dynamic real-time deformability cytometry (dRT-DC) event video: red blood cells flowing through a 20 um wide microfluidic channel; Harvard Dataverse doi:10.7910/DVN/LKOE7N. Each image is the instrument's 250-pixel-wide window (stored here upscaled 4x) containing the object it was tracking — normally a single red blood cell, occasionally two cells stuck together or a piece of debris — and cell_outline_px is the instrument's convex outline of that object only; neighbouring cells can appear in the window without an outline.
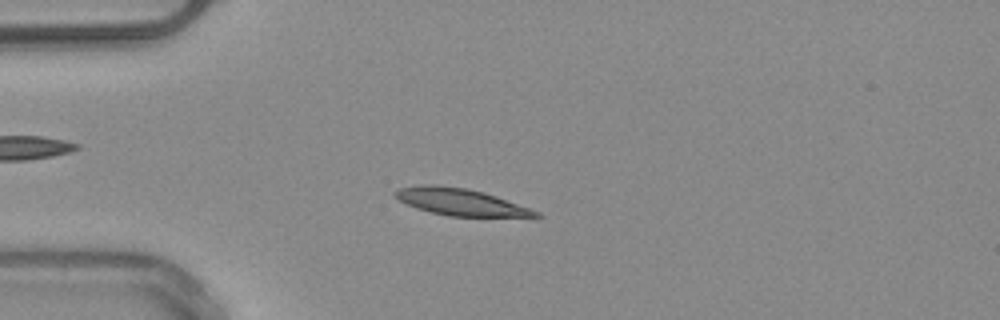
{"species": "common noctule bat (a hibernating species)", "species_latin": "Nyctalus noctula", "temperature_condition": "warm", "stored_images_in_passage": 30, "camera_frame_rate_fps": 3000, "um_per_image_px": 0.085, "animal": {"sex": "male", "body_mass_g": 20.4}, "frame": {"image": 1, "passage_image": 13, "time_ms": 4.0, "image_size_px": [1000, 320], "cell_outline_px": [[544, 216], [448, 216], [416, 208], [400, 200], [392, 192], [396, 188], [420, 184], [436, 184], [464, 188], [484, 192], [496, 196], [540, 212]], "centroid_in_image_um": [39.08, 17.14], "position_along_channel_um": 45.9, "area_um2": 21.79}}
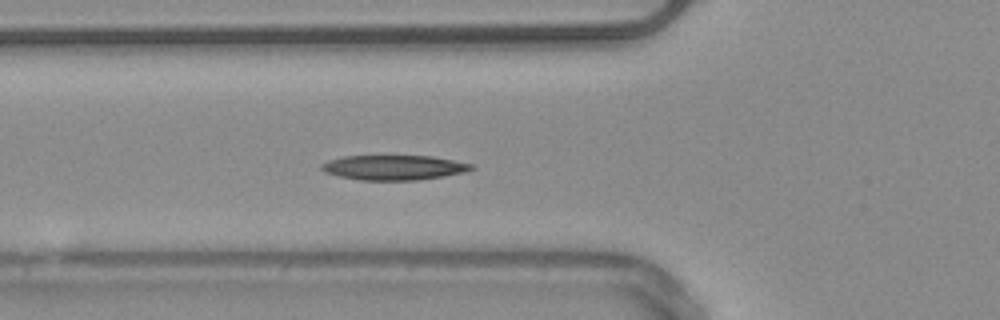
{"frame": {"image": 2, "passage_image": 18, "time_ms": 5.667, "image_size_px": [1000, 320], "cell_outline_px": [[476, 168], [464, 172], [416, 180], [360, 180], [340, 176], [324, 172], [320, 168], [320, 164], [328, 160], [344, 156], [432, 156], [472, 164]], "centroid_in_image_um": [33.43, 14.23], "position_along_channel_um": 92.4, "area_um2": 21.5}}